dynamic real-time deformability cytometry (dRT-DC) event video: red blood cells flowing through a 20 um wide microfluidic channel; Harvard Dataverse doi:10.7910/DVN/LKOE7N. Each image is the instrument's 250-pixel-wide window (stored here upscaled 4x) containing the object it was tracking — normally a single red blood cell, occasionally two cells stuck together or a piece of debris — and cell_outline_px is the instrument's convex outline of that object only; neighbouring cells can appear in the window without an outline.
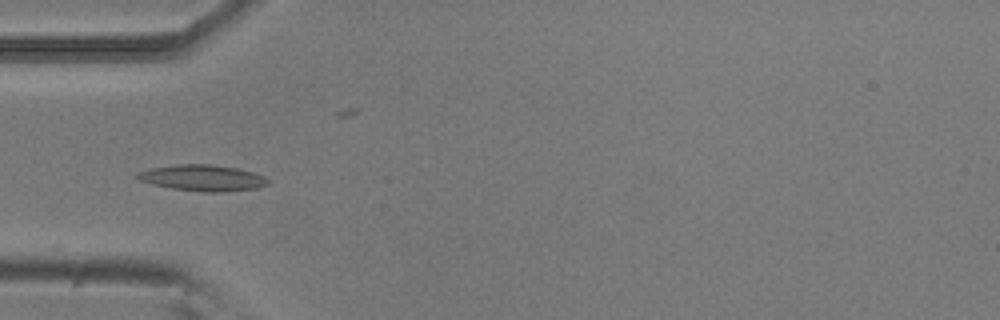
{"species": "common noctule bat (a hibernating species)", "species_latin": "Nyctalus noctula", "temperature_condition": "room temperature", "stored_images_in_passage": 39, "camera_frame_rate_fps": 3000, "um_per_image_px": 0.085, "animal": {"sex": "male", "body_mass_g": 20.5, "forearm_length_mm": 52.5}, "frame": {"image": 1, "passage_image": 2, "time_ms": 0.333, "image_size_px": [1000, 320], "cell_outline_px": [[268, 184], [256, 188], [220, 192], [204, 192], [172, 188], [152, 184], [140, 180], [136, 176], [140, 172], [148, 168], [176, 164], [208, 164], [236, 168], [252, 172], [264, 176], [268, 180]], "centroid_in_image_um": [17.21, 15.12], "position_along_channel_um": 67.8, "area_um2": 19.65}}
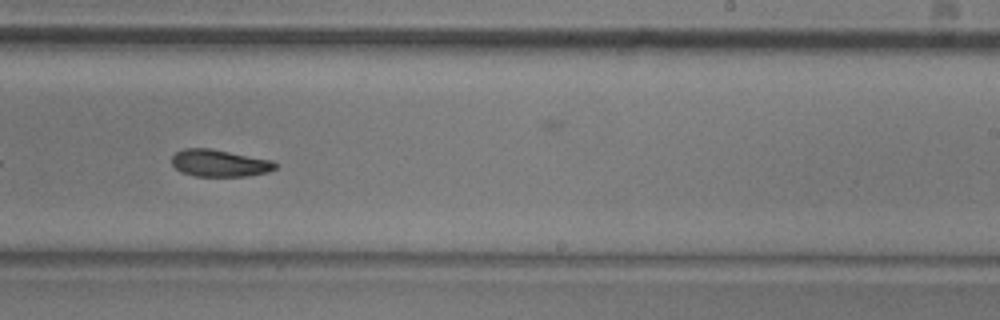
{"frame": {"image": 2, "passage_image": 18, "time_ms": 5.667, "image_size_px": [1000, 320], "cell_outline_px": [[276, 168], [268, 172], [244, 176], [196, 176], [180, 172], [172, 164], [172, 156], [176, 152], [184, 148], [208, 148], [272, 160], [276, 164]], "centroid_in_image_um": [18.63, 13.87], "position_along_channel_um": 270.4, "area_um2": 16.18}}
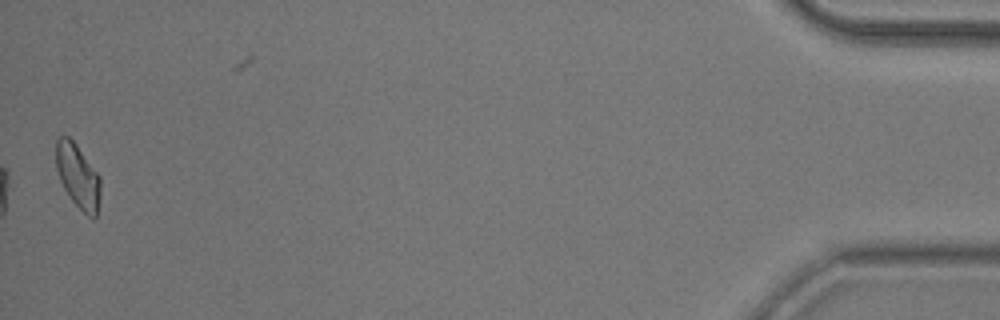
{"frame": {"image": 3, "passage_image": 38, "time_ms": 12.333, "image_size_px": [1000, 320], "cell_outline_px": [[100, 196], [96, 216], [92, 220], [72, 200], [64, 188], [60, 180], [56, 168], [56, 140], [60, 136], [68, 136], [76, 144], [100, 176]], "centroid_in_image_um": [6.62, 14.97], "position_along_channel_um": 428.6, "area_um2": 16.47}, "authors_computed_cell_mechanics": {"area_um2": 16.9354, "velocity_mm_per_s": 3.7886, "shape_relaxation_time_tau1_ms": 4.554, "shape_relaxation_time_tau2_ms": null, "deformation_change_tau1": 0.1271, "deformation_change_tau2": null}}